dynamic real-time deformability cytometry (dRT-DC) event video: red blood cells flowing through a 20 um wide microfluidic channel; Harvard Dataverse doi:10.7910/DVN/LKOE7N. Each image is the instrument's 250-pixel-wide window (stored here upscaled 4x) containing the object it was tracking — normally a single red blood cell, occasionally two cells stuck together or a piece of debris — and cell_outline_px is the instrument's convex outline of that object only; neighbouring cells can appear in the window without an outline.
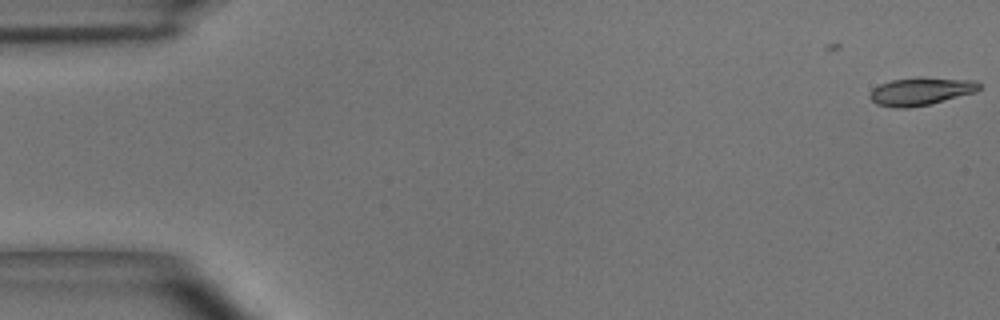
{"species": "common noctule bat (a hibernating species)", "species_latin": "Nyctalus noctula", "temperature_condition": "room temperature", "stored_images_in_passage": 5, "camera_frame_rate_fps": 3000, "um_per_image_px": 0.085, "animal": {"sex": "male", "body_mass_g": 15.6}, "frame": {"image": 1, "passage_image": 1, "time_ms": 0.0, "image_size_px": [1000, 320], "cell_outline_px": [[980, 88], [976, 92], [928, 104], [908, 108], [896, 108], [876, 104], [868, 96], [872, 88], [880, 84], [892, 80], [972, 80], [980, 84]], "centroid_in_image_um": [78.19, 7.82], "position_along_channel_um": 6.8, "area_um2": 16.65}}